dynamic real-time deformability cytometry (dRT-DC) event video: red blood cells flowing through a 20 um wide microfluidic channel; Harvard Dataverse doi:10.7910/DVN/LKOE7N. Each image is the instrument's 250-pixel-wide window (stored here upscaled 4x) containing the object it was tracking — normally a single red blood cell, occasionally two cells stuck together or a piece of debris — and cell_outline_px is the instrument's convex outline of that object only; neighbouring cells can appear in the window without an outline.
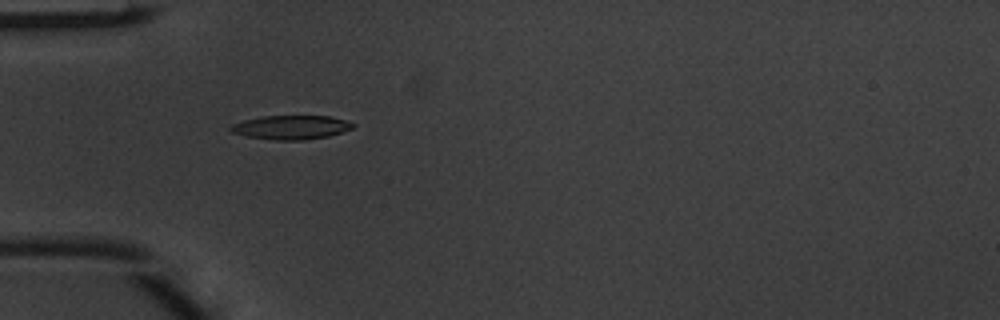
{"species": "common noctule bat (a hibernating species)", "species_latin": "Nyctalus noctula", "temperature_condition": "warm", "stored_images_in_passage": 2, "camera_frame_rate_fps": 3000, "um_per_image_px": 0.085, "animal": {"sex": "male", "body_mass_g": 20.1, "forearm_length_mm": 53.5}, "frame": {"image": 1, "passage_image": 1, "time_ms": 0.0, "image_size_px": [1000, 320], "cell_outline_px": [[356, 124], [352, 128], [328, 136], [304, 140], [276, 140], [248, 136], [232, 132], [228, 128], [232, 124], [244, 120], [260, 116], [328, 116], [344, 120]], "centroid_in_image_um": [24.72, 10.82], "position_along_channel_um": 60.3, "area_um2": 16.88}}